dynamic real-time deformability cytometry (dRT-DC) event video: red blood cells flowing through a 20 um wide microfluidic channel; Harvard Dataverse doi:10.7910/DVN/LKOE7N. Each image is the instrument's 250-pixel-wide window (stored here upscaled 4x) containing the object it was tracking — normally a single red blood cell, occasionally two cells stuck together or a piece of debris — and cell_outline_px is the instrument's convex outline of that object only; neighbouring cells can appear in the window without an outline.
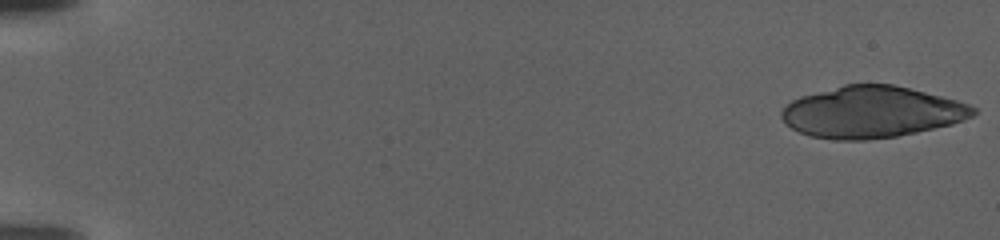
{"species": "human", "species_latin": "Homo sapiens", "temperature_condition": "warm", "stored_images_in_passage": 40, "camera_frame_rate_fps": 3000, "um_per_image_px": 0.085, "donor": {"sex": "female"}, "frame": {"image": 1, "passage_image": 1, "time_ms": 0.0, "image_size_px": [1000, 240], "cell_outline_px": [[976, 112], [972, 116], [964, 120], [952, 124], [916, 132], [896, 136], [864, 140], [836, 140], [812, 136], [800, 132], [792, 128], [780, 116], [780, 112], [792, 100], [800, 96], [844, 84], [892, 84], [956, 100], [968, 104], [976, 108]], "centroid_in_image_um": [74.08, 9.52], "position_along_channel_um": 10.9, "area_um2": 57.11}}